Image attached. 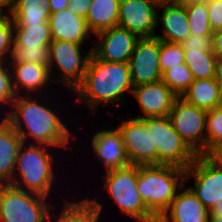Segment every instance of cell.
<instances>
[{"instance_id": "obj_7", "label": "cell", "mask_w": 222, "mask_h": 222, "mask_svg": "<svg viewBox=\"0 0 222 222\" xmlns=\"http://www.w3.org/2000/svg\"><path fill=\"white\" fill-rule=\"evenodd\" d=\"M83 47L85 46L80 44L52 40L49 46V71L53 86L60 83V86L66 87L72 93L82 83L92 55L91 46L85 54L82 53Z\"/></svg>"}, {"instance_id": "obj_41", "label": "cell", "mask_w": 222, "mask_h": 222, "mask_svg": "<svg viewBox=\"0 0 222 222\" xmlns=\"http://www.w3.org/2000/svg\"><path fill=\"white\" fill-rule=\"evenodd\" d=\"M14 0H0V6L9 14L11 12Z\"/></svg>"}, {"instance_id": "obj_46", "label": "cell", "mask_w": 222, "mask_h": 222, "mask_svg": "<svg viewBox=\"0 0 222 222\" xmlns=\"http://www.w3.org/2000/svg\"><path fill=\"white\" fill-rule=\"evenodd\" d=\"M9 14L0 6V21L5 20Z\"/></svg>"}, {"instance_id": "obj_21", "label": "cell", "mask_w": 222, "mask_h": 222, "mask_svg": "<svg viewBox=\"0 0 222 222\" xmlns=\"http://www.w3.org/2000/svg\"><path fill=\"white\" fill-rule=\"evenodd\" d=\"M62 200V203L56 204L58 207L54 204L52 205L48 222H100L99 219L100 217L102 218V216L100 215H102L101 213L103 211L104 206L101 201H98L96 197L88 198L87 196L84 197V199H81L80 197L79 201L78 198H75L74 200Z\"/></svg>"}, {"instance_id": "obj_22", "label": "cell", "mask_w": 222, "mask_h": 222, "mask_svg": "<svg viewBox=\"0 0 222 222\" xmlns=\"http://www.w3.org/2000/svg\"><path fill=\"white\" fill-rule=\"evenodd\" d=\"M156 25V29L162 26L163 33L155 34L161 41L182 43L190 35L186 8L181 4L159 5Z\"/></svg>"}, {"instance_id": "obj_17", "label": "cell", "mask_w": 222, "mask_h": 222, "mask_svg": "<svg viewBox=\"0 0 222 222\" xmlns=\"http://www.w3.org/2000/svg\"><path fill=\"white\" fill-rule=\"evenodd\" d=\"M131 95L142 111L137 118L168 116L178 98L162 80L133 87Z\"/></svg>"}, {"instance_id": "obj_35", "label": "cell", "mask_w": 222, "mask_h": 222, "mask_svg": "<svg viewBox=\"0 0 222 222\" xmlns=\"http://www.w3.org/2000/svg\"><path fill=\"white\" fill-rule=\"evenodd\" d=\"M207 7L211 29H222V0H209Z\"/></svg>"}, {"instance_id": "obj_24", "label": "cell", "mask_w": 222, "mask_h": 222, "mask_svg": "<svg viewBox=\"0 0 222 222\" xmlns=\"http://www.w3.org/2000/svg\"><path fill=\"white\" fill-rule=\"evenodd\" d=\"M181 98L206 111L222 105V91L214 78L194 80Z\"/></svg>"}, {"instance_id": "obj_13", "label": "cell", "mask_w": 222, "mask_h": 222, "mask_svg": "<svg viewBox=\"0 0 222 222\" xmlns=\"http://www.w3.org/2000/svg\"><path fill=\"white\" fill-rule=\"evenodd\" d=\"M159 53L160 40L157 37H143L137 40L128 62L133 87L162 79Z\"/></svg>"}, {"instance_id": "obj_23", "label": "cell", "mask_w": 222, "mask_h": 222, "mask_svg": "<svg viewBox=\"0 0 222 222\" xmlns=\"http://www.w3.org/2000/svg\"><path fill=\"white\" fill-rule=\"evenodd\" d=\"M22 143L15 129L4 118H0V185L11 184Z\"/></svg>"}, {"instance_id": "obj_28", "label": "cell", "mask_w": 222, "mask_h": 222, "mask_svg": "<svg viewBox=\"0 0 222 222\" xmlns=\"http://www.w3.org/2000/svg\"><path fill=\"white\" fill-rule=\"evenodd\" d=\"M161 80L178 97H181L195 79L189 68L183 63L164 71Z\"/></svg>"}, {"instance_id": "obj_32", "label": "cell", "mask_w": 222, "mask_h": 222, "mask_svg": "<svg viewBox=\"0 0 222 222\" xmlns=\"http://www.w3.org/2000/svg\"><path fill=\"white\" fill-rule=\"evenodd\" d=\"M159 60L162 73L171 67L185 63L184 49L181 43L160 40Z\"/></svg>"}, {"instance_id": "obj_42", "label": "cell", "mask_w": 222, "mask_h": 222, "mask_svg": "<svg viewBox=\"0 0 222 222\" xmlns=\"http://www.w3.org/2000/svg\"><path fill=\"white\" fill-rule=\"evenodd\" d=\"M209 0H179V4L187 6L192 4H204L207 3Z\"/></svg>"}, {"instance_id": "obj_43", "label": "cell", "mask_w": 222, "mask_h": 222, "mask_svg": "<svg viewBox=\"0 0 222 222\" xmlns=\"http://www.w3.org/2000/svg\"><path fill=\"white\" fill-rule=\"evenodd\" d=\"M209 214L222 215V200L211 209Z\"/></svg>"}, {"instance_id": "obj_45", "label": "cell", "mask_w": 222, "mask_h": 222, "mask_svg": "<svg viewBox=\"0 0 222 222\" xmlns=\"http://www.w3.org/2000/svg\"><path fill=\"white\" fill-rule=\"evenodd\" d=\"M208 222H222V215L209 214Z\"/></svg>"}, {"instance_id": "obj_44", "label": "cell", "mask_w": 222, "mask_h": 222, "mask_svg": "<svg viewBox=\"0 0 222 222\" xmlns=\"http://www.w3.org/2000/svg\"><path fill=\"white\" fill-rule=\"evenodd\" d=\"M154 2L159 5L165 4H179V0H154Z\"/></svg>"}, {"instance_id": "obj_15", "label": "cell", "mask_w": 222, "mask_h": 222, "mask_svg": "<svg viewBox=\"0 0 222 222\" xmlns=\"http://www.w3.org/2000/svg\"><path fill=\"white\" fill-rule=\"evenodd\" d=\"M158 5L154 0H120L118 26L139 38L154 37Z\"/></svg>"}, {"instance_id": "obj_38", "label": "cell", "mask_w": 222, "mask_h": 222, "mask_svg": "<svg viewBox=\"0 0 222 222\" xmlns=\"http://www.w3.org/2000/svg\"><path fill=\"white\" fill-rule=\"evenodd\" d=\"M207 156L222 169V145L215 147Z\"/></svg>"}, {"instance_id": "obj_33", "label": "cell", "mask_w": 222, "mask_h": 222, "mask_svg": "<svg viewBox=\"0 0 222 222\" xmlns=\"http://www.w3.org/2000/svg\"><path fill=\"white\" fill-rule=\"evenodd\" d=\"M14 43V25L10 16L0 21V63L10 59Z\"/></svg>"}, {"instance_id": "obj_8", "label": "cell", "mask_w": 222, "mask_h": 222, "mask_svg": "<svg viewBox=\"0 0 222 222\" xmlns=\"http://www.w3.org/2000/svg\"><path fill=\"white\" fill-rule=\"evenodd\" d=\"M151 133L152 149L157 150V165H170L187 169L197 155L173 128L168 116L144 118Z\"/></svg>"}, {"instance_id": "obj_5", "label": "cell", "mask_w": 222, "mask_h": 222, "mask_svg": "<svg viewBox=\"0 0 222 222\" xmlns=\"http://www.w3.org/2000/svg\"><path fill=\"white\" fill-rule=\"evenodd\" d=\"M104 174V175H103ZM102 174L103 187L119 211L136 222L158 219L147 209L137 190L138 166L128 165Z\"/></svg>"}, {"instance_id": "obj_27", "label": "cell", "mask_w": 222, "mask_h": 222, "mask_svg": "<svg viewBox=\"0 0 222 222\" xmlns=\"http://www.w3.org/2000/svg\"><path fill=\"white\" fill-rule=\"evenodd\" d=\"M185 64L195 80L211 79L215 76L216 56L212 51L200 49L184 50Z\"/></svg>"}, {"instance_id": "obj_36", "label": "cell", "mask_w": 222, "mask_h": 222, "mask_svg": "<svg viewBox=\"0 0 222 222\" xmlns=\"http://www.w3.org/2000/svg\"><path fill=\"white\" fill-rule=\"evenodd\" d=\"M93 0H69L68 9L84 19L86 18Z\"/></svg>"}, {"instance_id": "obj_30", "label": "cell", "mask_w": 222, "mask_h": 222, "mask_svg": "<svg viewBox=\"0 0 222 222\" xmlns=\"http://www.w3.org/2000/svg\"><path fill=\"white\" fill-rule=\"evenodd\" d=\"M222 145V105L206 114V155Z\"/></svg>"}, {"instance_id": "obj_25", "label": "cell", "mask_w": 222, "mask_h": 222, "mask_svg": "<svg viewBox=\"0 0 222 222\" xmlns=\"http://www.w3.org/2000/svg\"><path fill=\"white\" fill-rule=\"evenodd\" d=\"M120 0H93L86 23L93 35L118 26Z\"/></svg>"}, {"instance_id": "obj_20", "label": "cell", "mask_w": 222, "mask_h": 222, "mask_svg": "<svg viewBox=\"0 0 222 222\" xmlns=\"http://www.w3.org/2000/svg\"><path fill=\"white\" fill-rule=\"evenodd\" d=\"M185 186L158 219L160 222H208L210 210Z\"/></svg>"}, {"instance_id": "obj_11", "label": "cell", "mask_w": 222, "mask_h": 222, "mask_svg": "<svg viewBox=\"0 0 222 222\" xmlns=\"http://www.w3.org/2000/svg\"><path fill=\"white\" fill-rule=\"evenodd\" d=\"M189 180L194 185L188 188L210 211L222 200V169L207 155H197L185 170V185Z\"/></svg>"}, {"instance_id": "obj_9", "label": "cell", "mask_w": 222, "mask_h": 222, "mask_svg": "<svg viewBox=\"0 0 222 222\" xmlns=\"http://www.w3.org/2000/svg\"><path fill=\"white\" fill-rule=\"evenodd\" d=\"M14 25V43L8 64L37 63L49 67L52 42L49 22L39 25Z\"/></svg>"}, {"instance_id": "obj_37", "label": "cell", "mask_w": 222, "mask_h": 222, "mask_svg": "<svg viewBox=\"0 0 222 222\" xmlns=\"http://www.w3.org/2000/svg\"><path fill=\"white\" fill-rule=\"evenodd\" d=\"M212 52L216 58L222 57V29L213 31Z\"/></svg>"}, {"instance_id": "obj_29", "label": "cell", "mask_w": 222, "mask_h": 222, "mask_svg": "<svg viewBox=\"0 0 222 222\" xmlns=\"http://www.w3.org/2000/svg\"><path fill=\"white\" fill-rule=\"evenodd\" d=\"M190 34L212 36L207 3L185 6Z\"/></svg>"}, {"instance_id": "obj_10", "label": "cell", "mask_w": 222, "mask_h": 222, "mask_svg": "<svg viewBox=\"0 0 222 222\" xmlns=\"http://www.w3.org/2000/svg\"><path fill=\"white\" fill-rule=\"evenodd\" d=\"M207 111L178 97L168 117L173 128L196 155H206Z\"/></svg>"}, {"instance_id": "obj_39", "label": "cell", "mask_w": 222, "mask_h": 222, "mask_svg": "<svg viewBox=\"0 0 222 222\" xmlns=\"http://www.w3.org/2000/svg\"><path fill=\"white\" fill-rule=\"evenodd\" d=\"M69 0H49L51 13H56L68 7Z\"/></svg>"}, {"instance_id": "obj_3", "label": "cell", "mask_w": 222, "mask_h": 222, "mask_svg": "<svg viewBox=\"0 0 222 222\" xmlns=\"http://www.w3.org/2000/svg\"><path fill=\"white\" fill-rule=\"evenodd\" d=\"M58 150L44 144L22 143L18 149L11 185L51 198L53 191L55 194L53 189L58 185L56 180L59 181L55 175L57 164L54 162Z\"/></svg>"}, {"instance_id": "obj_34", "label": "cell", "mask_w": 222, "mask_h": 222, "mask_svg": "<svg viewBox=\"0 0 222 222\" xmlns=\"http://www.w3.org/2000/svg\"><path fill=\"white\" fill-rule=\"evenodd\" d=\"M181 45L184 50L212 51V36L190 34Z\"/></svg>"}, {"instance_id": "obj_1", "label": "cell", "mask_w": 222, "mask_h": 222, "mask_svg": "<svg viewBox=\"0 0 222 222\" xmlns=\"http://www.w3.org/2000/svg\"><path fill=\"white\" fill-rule=\"evenodd\" d=\"M49 96H16L4 119L20 135L23 143L44 144L54 149L62 148L61 151L67 148L69 150L71 144L73 146L71 140L76 139L75 133L69 128L72 126L67 127V121L63 120L64 115L60 116L58 108L52 106Z\"/></svg>"}, {"instance_id": "obj_19", "label": "cell", "mask_w": 222, "mask_h": 222, "mask_svg": "<svg viewBox=\"0 0 222 222\" xmlns=\"http://www.w3.org/2000/svg\"><path fill=\"white\" fill-rule=\"evenodd\" d=\"M52 40H61L84 45L93 44L94 35L89 30L86 19L72 13L68 8L51 13L48 19ZM92 39V40H90Z\"/></svg>"}, {"instance_id": "obj_26", "label": "cell", "mask_w": 222, "mask_h": 222, "mask_svg": "<svg viewBox=\"0 0 222 222\" xmlns=\"http://www.w3.org/2000/svg\"><path fill=\"white\" fill-rule=\"evenodd\" d=\"M50 14L49 0H14L9 16L18 25H39L48 22Z\"/></svg>"}, {"instance_id": "obj_4", "label": "cell", "mask_w": 222, "mask_h": 222, "mask_svg": "<svg viewBox=\"0 0 222 222\" xmlns=\"http://www.w3.org/2000/svg\"><path fill=\"white\" fill-rule=\"evenodd\" d=\"M185 184V169L170 165L138 166L137 190L147 209L159 219Z\"/></svg>"}, {"instance_id": "obj_31", "label": "cell", "mask_w": 222, "mask_h": 222, "mask_svg": "<svg viewBox=\"0 0 222 222\" xmlns=\"http://www.w3.org/2000/svg\"><path fill=\"white\" fill-rule=\"evenodd\" d=\"M16 96L12 84L11 68L8 63H0V118H4L8 114Z\"/></svg>"}, {"instance_id": "obj_16", "label": "cell", "mask_w": 222, "mask_h": 222, "mask_svg": "<svg viewBox=\"0 0 222 222\" xmlns=\"http://www.w3.org/2000/svg\"><path fill=\"white\" fill-rule=\"evenodd\" d=\"M91 137V151L104 167V173L130 165L121 133L117 128H102L94 131Z\"/></svg>"}, {"instance_id": "obj_14", "label": "cell", "mask_w": 222, "mask_h": 222, "mask_svg": "<svg viewBox=\"0 0 222 222\" xmlns=\"http://www.w3.org/2000/svg\"><path fill=\"white\" fill-rule=\"evenodd\" d=\"M92 54L100 60L113 63H128L139 37L120 26L94 35Z\"/></svg>"}, {"instance_id": "obj_18", "label": "cell", "mask_w": 222, "mask_h": 222, "mask_svg": "<svg viewBox=\"0 0 222 222\" xmlns=\"http://www.w3.org/2000/svg\"><path fill=\"white\" fill-rule=\"evenodd\" d=\"M9 66L13 89L17 96L49 94L47 90L51 91L49 88H53L49 67L27 62L9 64Z\"/></svg>"}, {"instance_id": "obj_2", "label": "cell", "mask_w": 222, "mask_h": 222, "mask_svg": "<svg viewBox=\"0 0 222 222\" xmlns=\"http://www.w3.org/2000/svg\"><path fill=\"white\" fill-rule=\"evenodd\" d=\"M133 84L128 63H113L91 55L82 83L74 90L78 103H84L93 116L103 107L119 101L123 104L124 94L132 93Z\"/></svg>"}, {"instance_id": "obj_6", "label": "cell", "mask_w": 222, "mask_h": 222, "mask_svg": "<svg viewBox=\"0 0 222 222\" xmlns=\"http://www.w3.org/2000/svg\"><path fill=\"white\" fill-rule=\"evenodd\" d=\"M53 201L11 184L0 185V222H48Z\"/></svg>"}, {"instance_id": "obj_12", "label": "cell", "mask_w": 222, "mask_h": 222, "mask_svg": "<svg viewBox=\"0 0 222 222\" xmlns=\"http://www.w3.org/2000/svg\"><path fill=\"white\" fill-rule=\"evenodd\" d=\"M122 118V120H121ZM121 124L116 128L121 133L127 158L131 165H157V150L152 149L150 131H147L144 118L118 117Z\"/></svg>"}, {"instance_id": "obj_40", "label": "cell", "mask_w": 222, "mask_h": 222, "mask_svg": "<svg viewBox=\"0 0 222 222\" xmlns=\"http://www.w3.org/2000/svg\"><path fill=\"white\" fill-rule=\"evenodd\" d=\"M214 79L222 91V57L216 59Z\"/></svg>"}]
</instances>
